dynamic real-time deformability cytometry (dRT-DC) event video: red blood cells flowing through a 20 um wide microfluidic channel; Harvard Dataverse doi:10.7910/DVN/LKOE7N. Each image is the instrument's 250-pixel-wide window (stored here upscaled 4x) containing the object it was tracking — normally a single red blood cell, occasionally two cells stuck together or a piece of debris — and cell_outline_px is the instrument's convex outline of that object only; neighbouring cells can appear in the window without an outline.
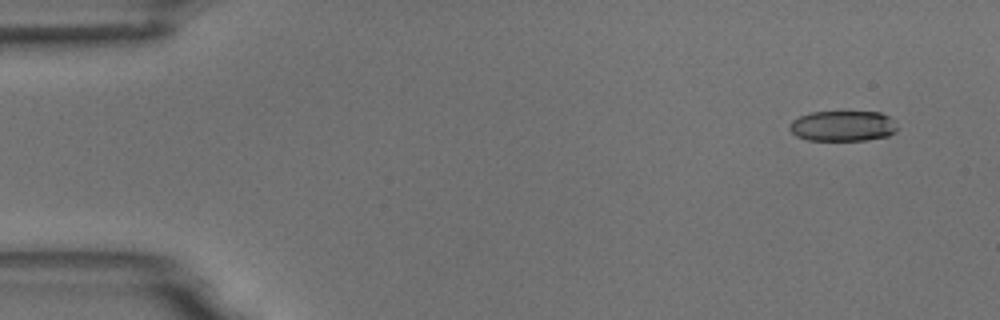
{"species": "common noctule bat (a hibernating species)", "species_latin": "Nyctalus noctula", "temperature_condition": "room temperature", "stored_images_in_passage": 10, "camera_frame_rate_fps": 3000, "um_per_image_px": 0.085, "animal": {"sex": "male", "body_mass_g": 18.8}, "frame": {"image": 1, "passage_image": 1, "time_ms": 0.0, "image_size_px": [1000, 320], "cell_outline_px": [[896, 132], [888, 136], [864, 140], [808, 140], [796, 136], [788, 128], [788, 124], [792, 120], [800, 116], [812, 112], [880, 112], [888, 116], [892, 120], [896, 128]], "centroid_in_image_um": [71.6, 10.71], "position_along_channel_um": 13.4, "area_um2": 19.07}}
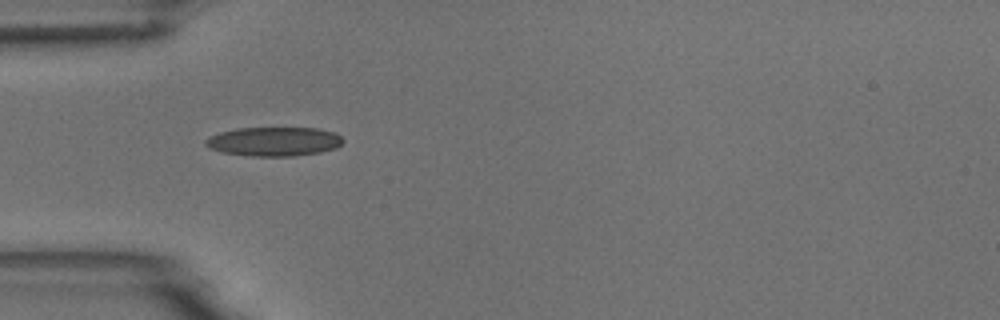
{"frame": {"image": 2, "passage_image": 4, "time_ms": 4.333, "image_size_px": [1000, 320], "cell_outline_px": [[344, 140], [336, 148], [320, 152], [292, 156], [252, 156], [220, 152], [204, 144], [204, 140], [208, 136], [220, 132], [236, 128], [316, 128], [336, 132]], "centroid_in_image_um": [23.27, 12.02], "position_along_channel_um": 61.7, "area_um2": 23.35}}
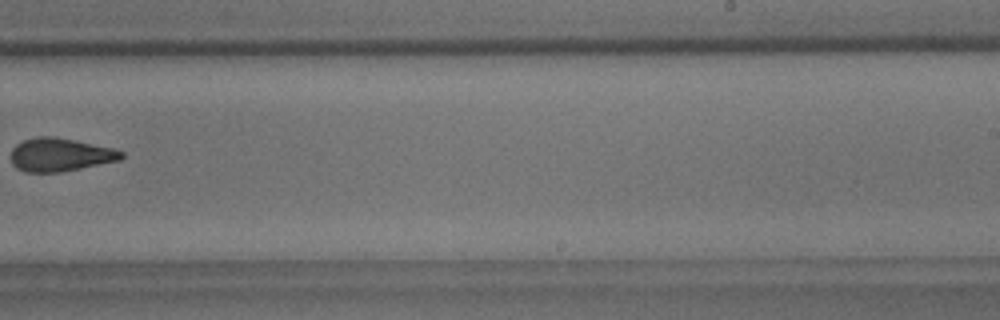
{"frame": {"image": 3, "passage_image": 9, "time_ms": 10.333, "image_size_px": [1000, 320], "cell_outline_px": [[124, 156], [120, 160], [60, 172], [24, 172], [16, 168], [12, 164], [12, 148], [16, 144], [24, 140], [36, 136], [56, 136], [112, 148], [124, 152]], "centroid_in_image_um": [5.09, 13.14], "position_along_channel_um": 283.9, "area_um2": 21.39}}